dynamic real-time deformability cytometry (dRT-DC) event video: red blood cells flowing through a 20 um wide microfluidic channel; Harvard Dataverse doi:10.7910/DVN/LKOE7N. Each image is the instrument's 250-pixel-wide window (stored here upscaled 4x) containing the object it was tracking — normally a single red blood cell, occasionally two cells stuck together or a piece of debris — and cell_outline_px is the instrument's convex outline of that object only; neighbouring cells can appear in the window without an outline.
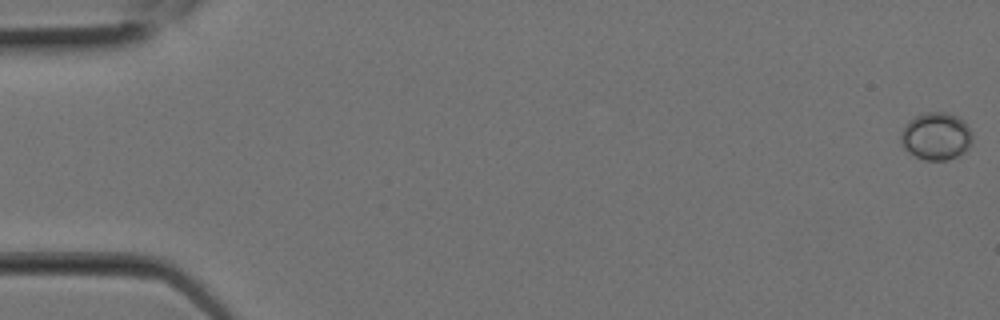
{"species": "Egyptian fruit bat (a non-hibernating species)", "species_latin": "Rousettus aegyptiacus", "temperature_condition": "room temperature", "stored_images_in_passage": 10, "camera_frame_rate_fps": 3000, "um_per_image_px": 0.085, "animal": {"sex": "female"}, "frame": {"image": 1, "passage_image": 1, "time_ms": 0.0, "image_size_px": [1000, 320], "cell_outline_px": [[972, 144], [964, 152], [948, 160], [924, 160], [908, 152], [904, 148], [900, 140], [900, 136], [904, 124], [916, 116], [928, 112], [948, 112], [964, 120], [972, 132]], "centroid_in_image_um": [79.58, 11.58], "position_along_channel_um": 5.4, "area_um2": 19.94}}
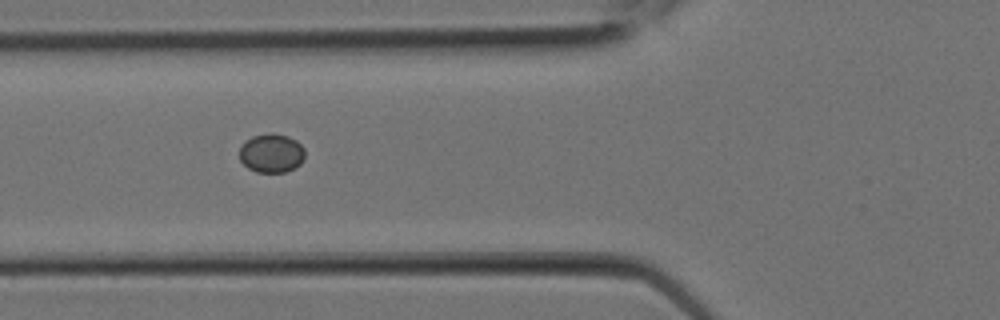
{"frame": {"image": 2, "passage_image": 9, "time_ms": 2.667, "image_size_px": [1000, 320], "cell_outline_px": [[304, 160], [300, 164], [284, 172], [256, 172], [248, 168], [240, 160], [240, 144], [244, 140], [252, 136], [272, 132], [288, 136], [296, 140], [304, 148]], "centroid_in_image_um": [23.05, 13.0], "position_along_channel_um": 102.7, "area_um2": 14.97}}
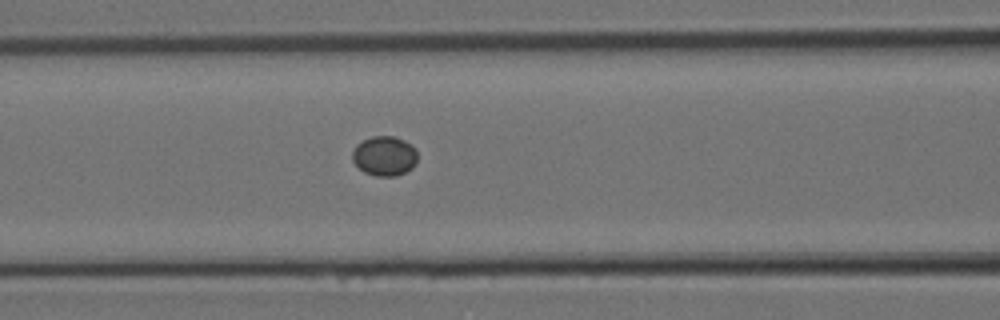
{"frame": {"image": 3, "passage_image": 10, "time_ms": 3.0, "image_size_px": [1000, 320], "cell_outline_px": [[416, 164], [412, 168], [396, 176], [376, 176], [364, 172], [352, 160], [352, 152], [356, 144], [372, 136], [396, 136], [412, 144], [416, 148]], "centroid_in_image_um": [32.69, 13.24], "position_along_channel_um": 133.9, "area_um2": 15.14}}